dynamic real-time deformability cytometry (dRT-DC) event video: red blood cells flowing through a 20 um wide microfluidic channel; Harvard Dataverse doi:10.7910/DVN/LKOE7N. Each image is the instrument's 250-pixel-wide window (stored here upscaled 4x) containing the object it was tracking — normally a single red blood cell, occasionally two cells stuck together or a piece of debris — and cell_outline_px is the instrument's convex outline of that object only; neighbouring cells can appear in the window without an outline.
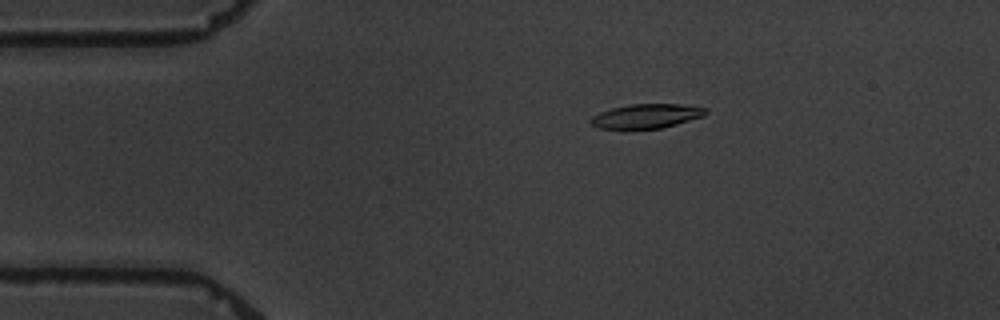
{"species": "common noctule bat (a hibernating species)", "species_latin": "Nyctalus noctula", "temperature_condition": "warm", "stored_images_in_passage": 5, "camera_frame_rate_fps": 3000, "um_per_image_px": 0.085, "animal": {"sex": "male", "body_mass_g": 19.5, "forearm_length_mm": 54.6}, "frame": {"image": 1, "passage_image": 2, "time_ms": 1.333, "image_size_px": [1000, 320], "cell_outline_px": [[708, 112], [704, 116], [676, 124], [660, 128], [632, 132], [596, 128], [588, 124], [588, 120], [592, 116], [600, 112], [612, 108], [628, 104], [680, 104], [708, 108]], "centroid_in_image_um": [54.84, 9.92], "position_along_channel_um": 30.2, "area_um2": 17.22}}
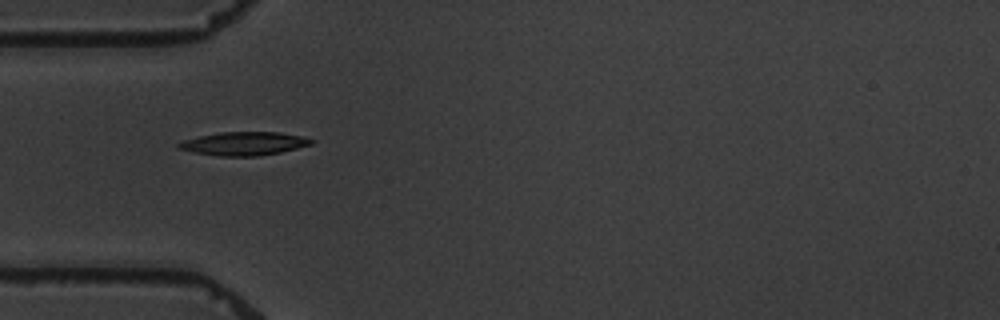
{"frame": {"image": 2, "passage_image": 4, "time_ms": 3.667, "image_size_px": [1000, 320], "cell_outline_px": [[316, 140], [312, 144], [280, 152], [260, 156], [220, 156], [192, 152], [176, 148], [176, 144], [184, 140], [200, 136], [220, 132], [280, 132], [304, 136]], "centroid_in_image_um": [20.75, 12.2], "position_along_channel_um": 64.3, "area_um2": 18.21}}
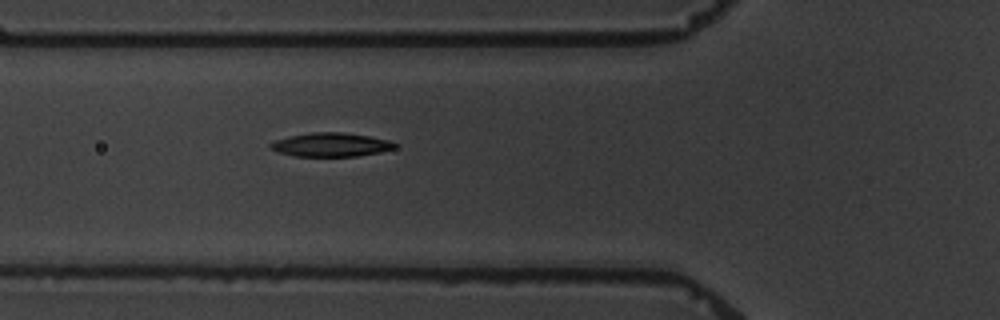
{"frame": {"image": 3, "passage_image": 5, "time_ms": 4.667, "image_size_px": [1000, 320], "cell_outline_px": [[396, 148], [380, 152], [356, 156], [296, 156], [280, 152], [268, 148], [268, 144], [276, 140], [292, 136], [312, 132], [344, 132], [392, 140], [396, 144]], "centroid_in_image_um": [28.16, 12.3], "position_along_channel_um": 97.6, "area_um2": 17.17}}